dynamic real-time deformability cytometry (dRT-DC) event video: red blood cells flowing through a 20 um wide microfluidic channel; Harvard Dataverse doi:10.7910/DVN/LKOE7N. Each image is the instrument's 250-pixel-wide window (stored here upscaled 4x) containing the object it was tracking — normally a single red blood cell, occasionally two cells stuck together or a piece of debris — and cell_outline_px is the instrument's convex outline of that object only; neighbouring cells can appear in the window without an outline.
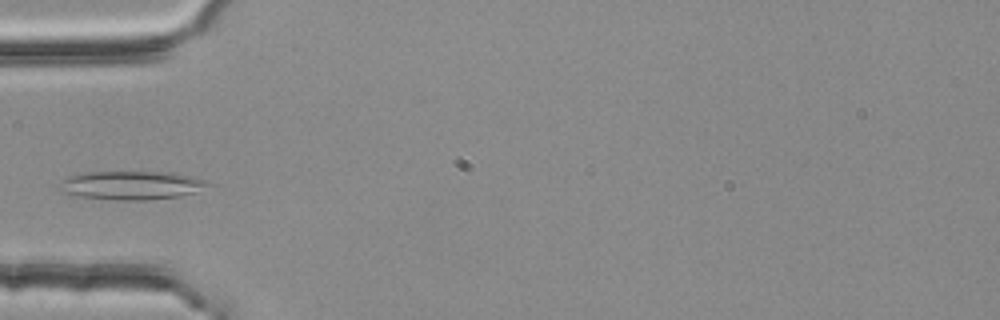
{"species": "common noctule bat (a hibernating species)", "species_latin": "Nyctalus noctula", "temperature_condition": "room temperature", "stored_images_in_passage": 2, "camera_frame_rate_fps": 3000, "um_per_image_px": 0.085, "animal": {"sex": "female", "body_mass_g": 25.1}, "frame": {"image": 1, "passage_image": 2, "time_ms": 0.333, "image_size_px": [1000, 320], "cell_outline_px": [[212, 184], [196, 192], [180, 196], [148, 200], [116, 200], [80, 196], [56, 192], [56, 188], [60, 180], [68, 176], [84, 172], [172, 172], [192, 176], [204, 180]], "centroid_in_image_um": [11.09, 15.75], "position_along_channel_um": 73.9, "area_um2": 25.14}}